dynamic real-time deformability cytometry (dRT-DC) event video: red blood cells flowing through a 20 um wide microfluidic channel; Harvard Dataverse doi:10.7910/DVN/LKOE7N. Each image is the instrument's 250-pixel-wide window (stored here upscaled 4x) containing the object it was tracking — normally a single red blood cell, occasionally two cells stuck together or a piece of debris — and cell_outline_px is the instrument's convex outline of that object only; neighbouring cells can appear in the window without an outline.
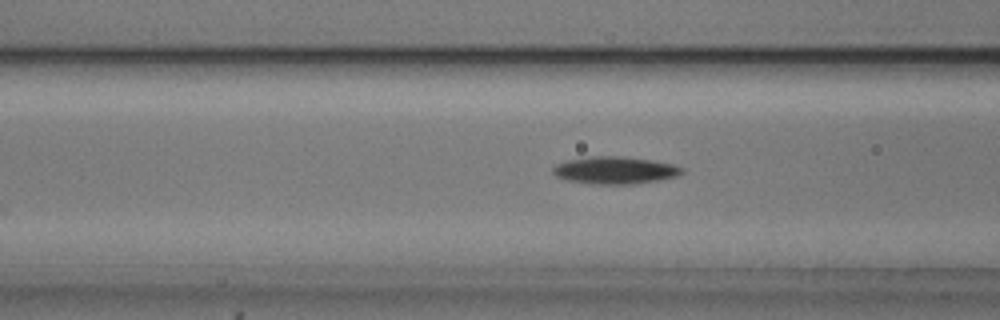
{"species": "common noctule bat (a hibernating species)", "species_latin": "Nyctalus noctula", "temperature_condition": "cold", "stored_images_in_passage": 17, "camera_frame_rate_fps": 3000, "um_per_image_px": 0.085, "animal": {"sex": "male", "body_mass_g": 20.5, "forearm_length_mm": 52.5}, "frame": {"image": 1, "passage_image": 5, "time_ms": 1.333, "image_size_px": [1000, 320], "cell_outline_px": [[684, 172], [680, 176], [660, 180], [632, 184], [596, 184], [568, 180], [556, 176], [552, 172], [552, 168], [556, 164], [568, 160], [592, 156], [616, 156], [652, 160], [676, 164], [684, 168]], "centroid_in_image_um": [52.33, 14.47], "position_along_channel_um": 114.3, "area_um2": 20.63}}
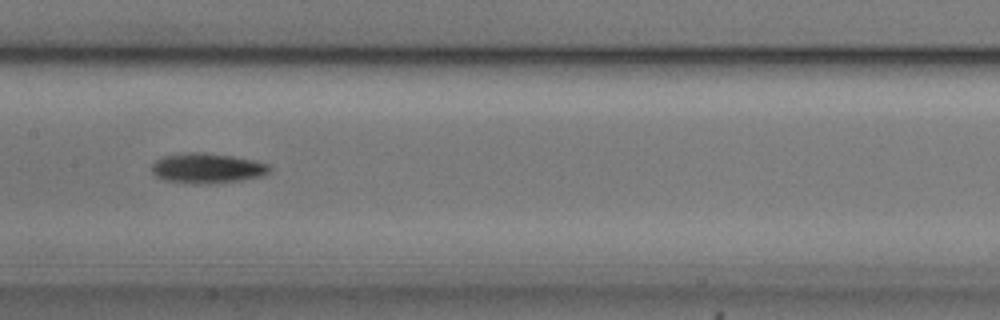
{"frame": {"image": 2, "passage_image": 11, "time_ms": 3.333, "image_size_px": [1000, 320], "cell_outline_px": [[272, 168], [268, 172], [260, 176], [240, 180], [204, 184], [184, 184], [164, 180], [156, 176], [152, 172], [152, 164], [156, 160], [164, 156], [184, 152], [204, 152], [232, 156], [256, 160], [268, 164]], "centroid_in_image_um": [17.58, 14.3], "position_along_channel_um": 189.8, "area_um2": 20.81}}
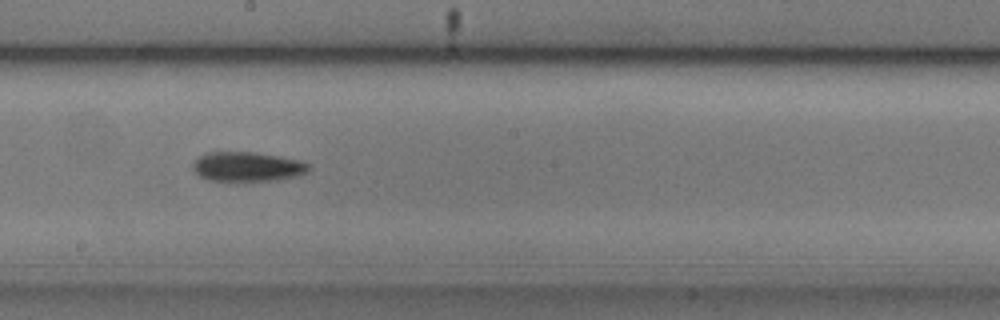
{"frame": {"image": 3, "passage_image": 14, "time_ms": 4.333, "image_size_px": [1000, 320], "cell_outline_px": [[312, 168], [308, 172], [296, 176], [272, 180], [212, 180], [200, 176], [192, 168], [192, 164], [204, 152], [256, 152], [280, 156], [300, 160], [308, 164]], "centroid_in_image_um": [21.05, 14.14], "position_along_channel_um": 227.2, "area_um2": 19.77}}